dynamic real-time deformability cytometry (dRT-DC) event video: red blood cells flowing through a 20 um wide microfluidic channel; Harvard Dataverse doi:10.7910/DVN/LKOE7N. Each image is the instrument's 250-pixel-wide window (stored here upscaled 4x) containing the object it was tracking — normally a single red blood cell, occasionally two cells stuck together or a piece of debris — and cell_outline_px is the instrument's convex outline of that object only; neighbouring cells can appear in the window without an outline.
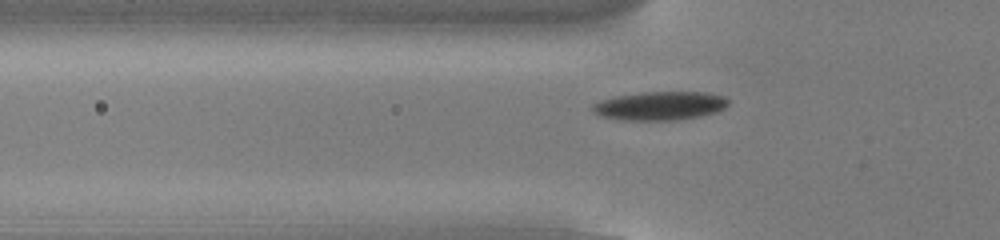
{"species": "common noctule bat (a hibernating species)", "species_latin": "Nyctalus noctula", "temperature_condition": "cold", "stored_images_in_passage": 35, "camera_frame_rate_fps": 3000, "um_per_image_px": 0.085, "animal": {"sex": "male", "body_mass_g": 13.0, "forearm_length_mm": 53.1}, "frame": {"image": 1, "passage_image": 5, "time_ms": 1.333, "image_size_px": [1000, 240], "cell_outline_px": [[728, 104], [724, 108], [716, 112], [700, 116], [676, 120], [620, 120], [600, 116], [592, 112], [592, 104], [600, 100], [616, 96], [644, 92], [708, 92], [724, 96], [728, 100]], "centroid_in_image_um": [56.08, 8.99], "position_along_channel_um": 69.7, "area_um2": 22.77}}
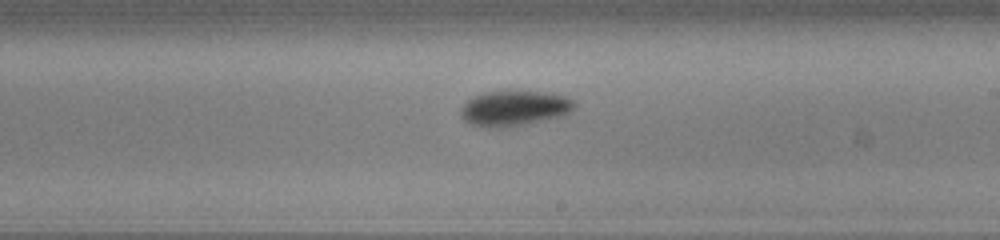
{"frame": {"image": 2, "passage_image": 19, "time_ms": 6.0, "image_size_px": [1000, 240], "cell_outline_px": [[576, 104], [568, 112], [560, 116], [524, 124], [488, 128], [472, 124], [464, 120], [460, 116], [460, 112], [464, 104], [472, 96], [484, 92], [552, 92], [568, 96]], "centroid_in_image_um": [43.7, 9.19], "position_along_channel_um": 245.3, "area_um2": 22.95}}
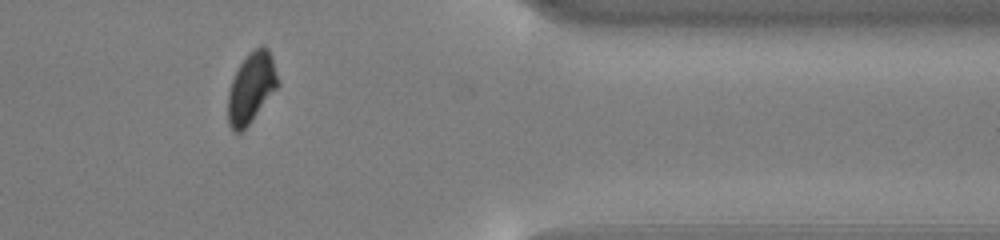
{"frame": {"image": 3, "passage_image": 32, "time_ms": 10.333, "image_size_px": [1000, 240], "cell_outline_px": [[280, 84], [248, 124], [240, 132], [232, 132], [228, 124], [228, 92], [232, 80], [240, 64], [248, 52], [260, 44], [264, 44], [268, 48], [272, 56]], "centroid_in_image_um": [21.36, 7.41], "position_along_channel_um": 390.0, "area_um2": 20.46}, "authors_computed_cell_mechanics": {"area_um2": 22.253, "velocity_mm_per_s": 3.7837, "shape_relaxation_time_tau1_ms": 1.868, "shape_relaxation_time_tau2_ms": 6.4011, "deformation_change_tau1": 0.1106, "deformation_change_tau2": 0.0919}}